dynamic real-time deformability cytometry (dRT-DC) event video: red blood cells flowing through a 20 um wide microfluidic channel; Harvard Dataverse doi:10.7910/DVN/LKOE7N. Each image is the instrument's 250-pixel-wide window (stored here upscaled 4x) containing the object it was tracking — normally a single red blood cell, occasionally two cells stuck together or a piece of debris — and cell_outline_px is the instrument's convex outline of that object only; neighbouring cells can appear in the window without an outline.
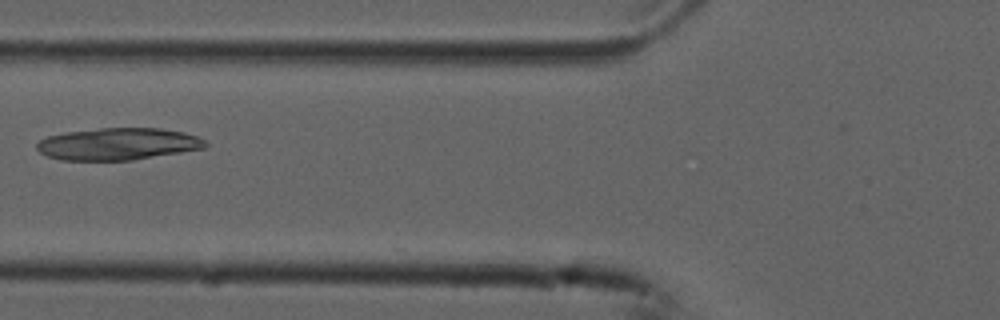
{"species": "common noctule bat (a hibernating species)", "species_latin": "Nyctalus noctula", "temperature_condition": "cold", "stored_images_in_passage": 8, "camera_frame_rate_fps": 3000, "um_per_image_px": 0.085, "animal": {"sex": "male", "forearm_length_mm": 52.5}, "frame": {"image": 1, "passage_image": 4, "time_ms": 1.0, "image_size_px": [1000, 320], "cell_outline_px": [[208, 144], [204, 148], [132, 160], [64, 160], [48, 156], [40, 152], [36, 148], [36, 144], [40, 140], [48, 136], [64, 132], [100, 128], [160, 128], [184, 132], [196, 136], [204, 140]], "centroid_in_image_um": [10.01, 12.23], "position_along_channel_um": 115.8, "area_um2": 31.33}}
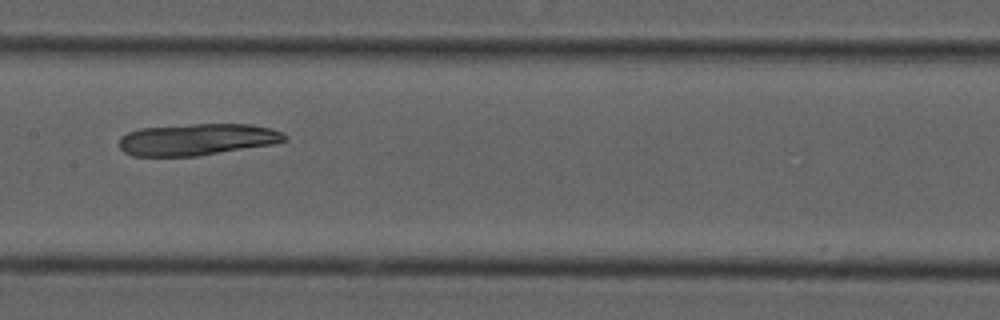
{"frame": {"image": 2, "passage_image": 6, "time_ms": 1.667, "image_size_px": [1000, 320], "cell_outline_px": [[288, 140], [272, 144], [196, 156], [132, 156], [124, 152], [120, 148], [120, 136], [128, 132], [140, 128], [192, 124], [252, 124], [272, 128], [288, 136]], "centroid_in_image_um": [16.75, 11.85], "position_along_channel_um": 190.6, "area_um2": 30.58}}
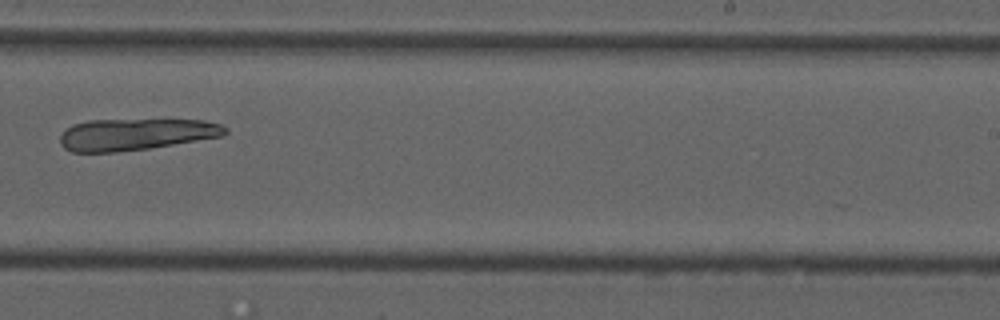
{"frame": {"image": 3, "passage_image": 8, "time_ms": 2.333, "image_size_px": [1000, 320], "cell_outline_px": [[228, 132], [224, 136], [148, 148], [116, 152], [72, 152], [64, 148], [60, 144], [60, 136], [64, 128], [72, 124], [88, 120], [204, 120], [220, 124], [228, 128]], "centroid_in_image_um": [11.51, 11.41], "position_along_channel_um": 277.5, "area_um2": 30.58}}